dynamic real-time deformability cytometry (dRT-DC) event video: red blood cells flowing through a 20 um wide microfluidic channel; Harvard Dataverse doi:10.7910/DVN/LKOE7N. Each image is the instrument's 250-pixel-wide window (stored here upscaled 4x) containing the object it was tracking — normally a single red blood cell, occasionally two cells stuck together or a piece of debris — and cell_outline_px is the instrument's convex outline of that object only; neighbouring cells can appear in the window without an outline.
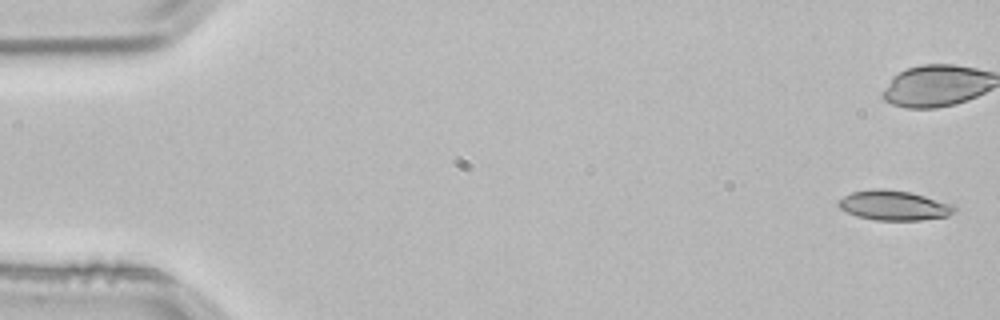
{"species": "common noctule bat (a hibernating species)", "species_latin": "Nyctalus noctula", "temperature_condition": "room temperature", "stored_images_in_passage": 4, "camera_frame_rate_fps": 3000, "um_per_image_px": 0.085, "animal": {"sex": "male", "body_mass_g": 21.5, "forearm_length_mm": 52.0}, "frame": {"image": 1, "passage_image": 1, "time_ms": 0.0, "image_size_px": [1000, 320], "cell_outline_px": [[956, 212], [948, 216], [920, 220], [876, 220], [856, 216], [840, 208], [836, 204], [836, 200], [852, 192], [872, 188], [884, 188], [912, 192], [956, 204]], "centroid_in_image_um": [76.01, 17.44], "position_along_channel_um": 9.0, "area_um2": 20.58}}